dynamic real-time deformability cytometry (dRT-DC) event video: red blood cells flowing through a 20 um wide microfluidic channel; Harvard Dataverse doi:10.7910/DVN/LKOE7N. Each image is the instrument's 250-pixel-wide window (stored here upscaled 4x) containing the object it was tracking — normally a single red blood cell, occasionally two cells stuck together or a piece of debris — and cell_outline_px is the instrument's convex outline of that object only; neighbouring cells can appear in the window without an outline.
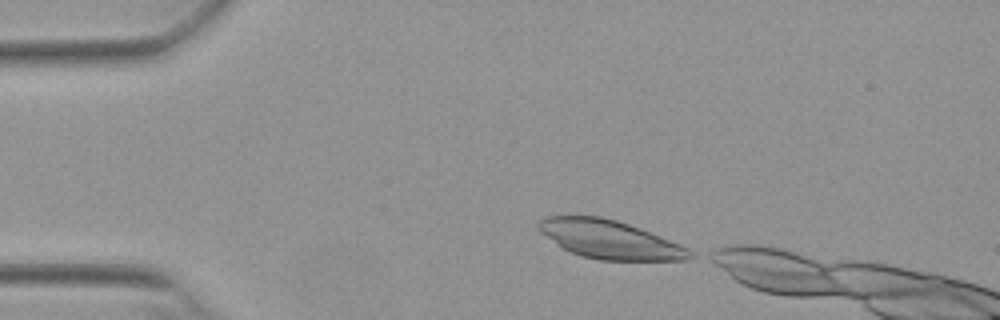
{"species": "Egyptian fruit bat (a non-hibernating species)", "species_latin": "Rousettus aegyptiacus", "temperature_condition": "warm", "stored_images_in_passage": 6, "camera_frame_rate_fps": 3000, "um_per_image_px": 0.085, "animal": {"sex": "female"}, "frame": {"image": 1, "passage_image": 1, "time_ms": 0.0, "image_size_px": [1000, 320], "cell_outline_px": [[696, 256], [688, 260], [600, 260], [580, 256], [564, 248], [540, 232], [536, 228], [536, 224], [540, 220], [548, 216], [600, 216], [616, 220], [628, 224], [680, 244], [696, 252]], "centroid_in_image_um": [51.85, 20.36], "position_along_channel_um": 33.1, "area_um2": 33.7}}